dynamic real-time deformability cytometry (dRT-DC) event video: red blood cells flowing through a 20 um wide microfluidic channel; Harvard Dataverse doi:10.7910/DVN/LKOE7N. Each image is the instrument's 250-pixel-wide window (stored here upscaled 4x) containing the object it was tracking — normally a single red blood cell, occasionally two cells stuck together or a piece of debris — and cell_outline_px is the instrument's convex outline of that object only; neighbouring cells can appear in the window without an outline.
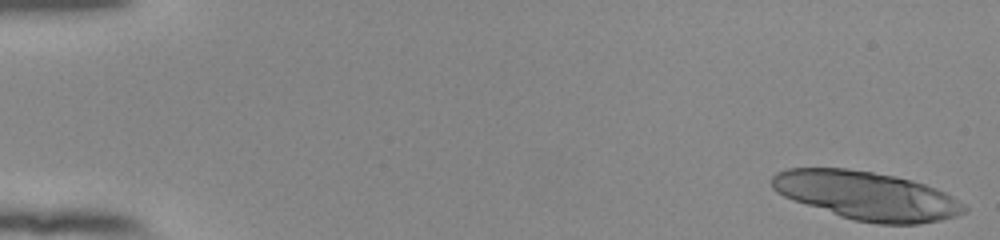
{"species": "human", "species_latin": "Homo sapiens", "temperature_condition": "room temperature", "stored_images_in_passage": 17, "camera_frame_rate_fps": 3000, "um_per_image_px": 0.085, "donor": {"sex": "female"}, "frame": {"image": 1, "passage_image": 1, "time_ms": 0.0, "image_size_px": [1000, 240], "cell_outline_px": [[968, 208], [964, 212], [956, 216], [940, 220], [920, 224], [876, 224], [856, 220], [840, 216], [792, 200], [776, 192], [772, 188], [772, 176], [776, 172], [788, 168], [848, 168], [896, 176], [912, 180], [936, 188], [952, 196], [964, 204]], "centroid_in_image_um": [73.67, 16.63], "position_along_channel_um": 11.3, "area_um2": 54.27}}